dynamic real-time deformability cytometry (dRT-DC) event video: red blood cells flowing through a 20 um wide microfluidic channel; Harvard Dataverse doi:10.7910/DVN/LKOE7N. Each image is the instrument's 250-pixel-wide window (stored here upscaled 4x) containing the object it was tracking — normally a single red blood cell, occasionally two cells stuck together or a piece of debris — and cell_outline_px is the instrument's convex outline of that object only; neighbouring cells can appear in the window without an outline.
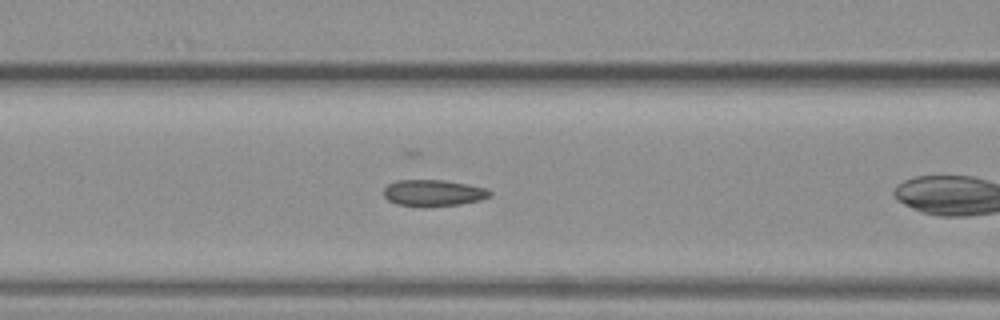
{"species": "common noctule bat (a hibernating species)", "species_latin": "Nyctalus noctula", "temperature_condition": "warm", "stored_images_in_passage": 16, "camera_frame_rate_fps": 3000, "um_per_image_px": 0.085, "animal": {"sex": "female", "body_mass_g": 19.3, "forearm_length_mm": 54.1}, "frame": {"image": 1, "passage_image": 3, "time_ms": 0.667, "image_size_px": [1000, 320], "cell_outline_px": [[492, 196], [480, 200], [460, 204], [424, 208], [396, 204], [388, 200], [384, 196], [384, 188], [388, 184], [396, 180], [444, 180], [468, 184], [484, 188], [492, 192]], "centroid_in_image_um": [36.82, 16.41], "position_along_channel_um": 129.8, "area_um2": 16.65}}
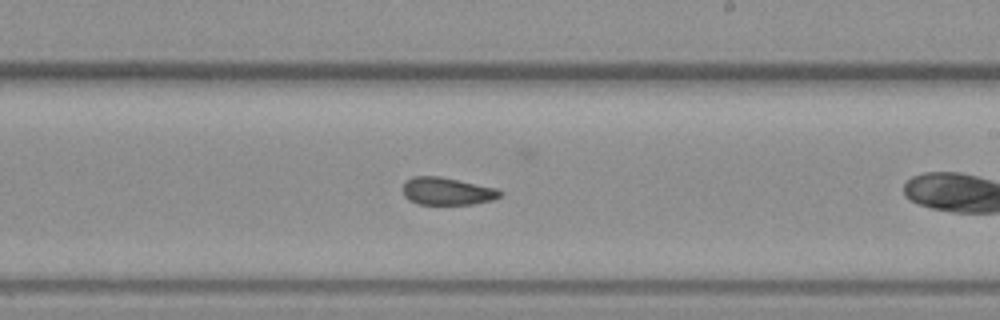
{"frame": {"image": 2, "passage_image": 12, "time_ms": 3.667, "image_size_px": [1000, 320], "cell_outline_px": [[504, 192], [500, 196], [492, 200], [472, 204], [420, 204], [408, 200], [404, 196], [404, 180], [412, 176], [440, 176], [496, 188]], "centroid_in_image_um": [37.99, 16.24], "position_along_channel_um": 251.0, "area_um2": 15.61}}